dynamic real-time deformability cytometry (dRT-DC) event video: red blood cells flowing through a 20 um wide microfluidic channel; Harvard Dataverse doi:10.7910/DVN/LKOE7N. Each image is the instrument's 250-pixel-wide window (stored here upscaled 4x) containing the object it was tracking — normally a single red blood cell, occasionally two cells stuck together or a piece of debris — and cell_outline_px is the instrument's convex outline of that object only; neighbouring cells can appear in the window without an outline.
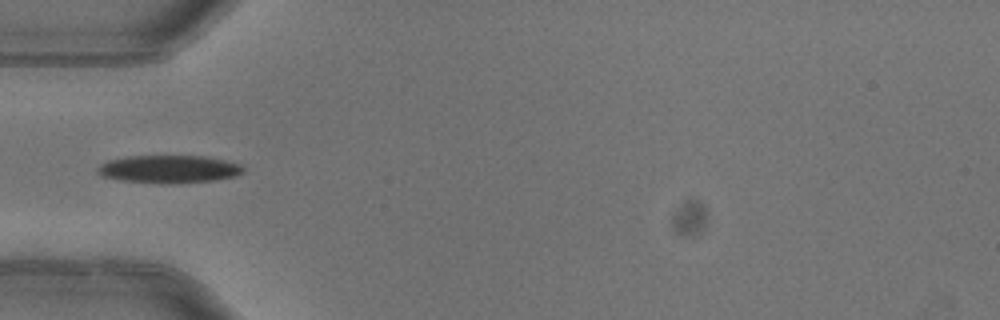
{"species": "common noctule bat (a hibernating species)", "species_latin": "Nyctalus noctula", "temperature_condition": "warm", "stored_images_in_passage": 1, "camera_frame_rate_fps": 3000, "um_per_image_px": 0.085, "animal": {"sex": "female"}, "frame": {"image": 1, "passage_image": 1, "time_ms": 0.0, "image_size_px": [1000, 320], "cell_outline_px": [[244, 172], [236, 176], [212, 180], [168, 184], [160, 184], [120, 180], [104, 176], [96, 172], [96, 168], [100, 164], [108, 160], [128, 156], [204, 156], [224, 160], [240, 164], [244, 168]], "centroid_in_image_um": [14.34, 14.38], "position_along_channel_um": 70.7, "area_um2": 23.64}}